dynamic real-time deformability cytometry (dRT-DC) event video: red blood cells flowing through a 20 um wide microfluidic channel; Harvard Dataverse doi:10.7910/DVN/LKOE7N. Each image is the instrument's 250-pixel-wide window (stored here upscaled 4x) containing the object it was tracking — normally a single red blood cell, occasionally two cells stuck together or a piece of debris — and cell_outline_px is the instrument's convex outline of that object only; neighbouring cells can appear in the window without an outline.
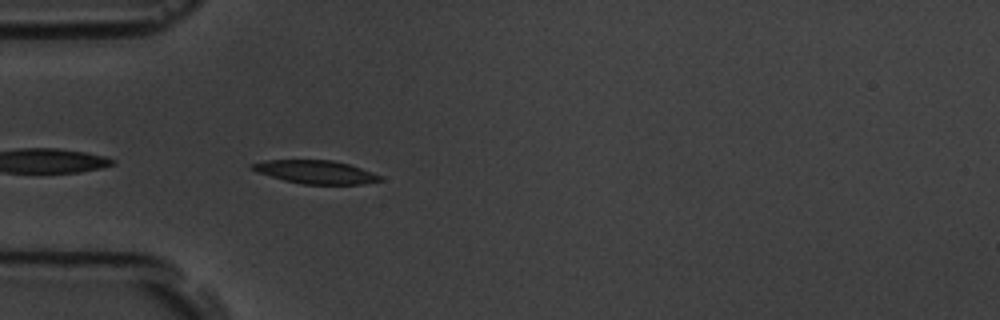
{"species": "common noctule bat (a hibernating species)", "species_latin": "Nyctalus noctula", "temperature_condition": "room temperature", "stored_images_in_passage": 3, "camera_frame_rate_fps": 3000, "um_per_image_px": 0.085, "animal": {"sex": "male", "body_mass_g": 19.5, "forearm_length_mm": 54.6}, "frame": {"image": 1, "passage_image": 3, "time_ms": 2.333, "image_size_px": [1000, 320], "cell_outline_px": [[384, 180], [364, 184], [300, 184], [284, 180], [248, 168], [252, 164], [268, 160], [332, 160], [348, 164], [372, 172], [380, 176]], "centroid_in_image_um": [26.86, 14.62], "position_along_channel_um": 58.1, "area_um2": 17.11}}